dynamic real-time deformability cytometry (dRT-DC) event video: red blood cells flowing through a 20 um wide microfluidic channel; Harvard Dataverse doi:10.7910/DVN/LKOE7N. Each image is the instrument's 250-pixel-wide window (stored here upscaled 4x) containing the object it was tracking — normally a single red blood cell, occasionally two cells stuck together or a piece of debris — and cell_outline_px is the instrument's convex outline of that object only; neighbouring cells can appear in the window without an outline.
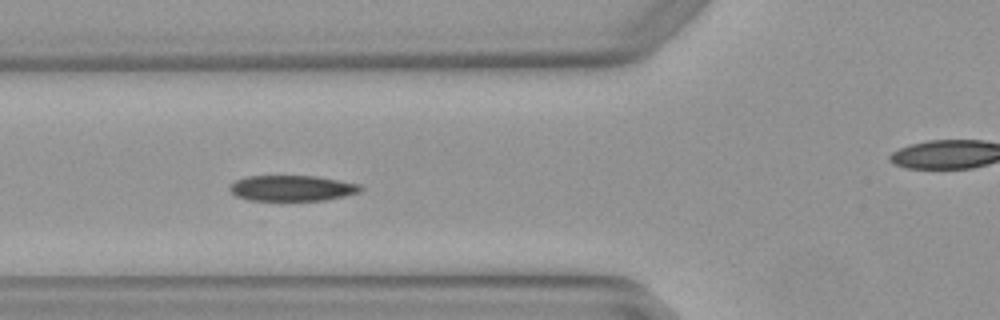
{"species": "Egyptian fruit bat (a non-hibernating species)", "species_latin": "Rousettus aegyptiacus", "temperature_condition": "warm", "stored_images_in_passage": 8, "camera_frame_rate_fps": 3000, "um_per_image_px": 0.085, "animal": {"sex": "female"}, "frame": {"image": 1, "passage_image": 5, "time_ms": 1.333, "image_size_px": [1000, 320], "cell_outline_px": [[364, 188], [360, 192], [344, 196], [324, 200], [248, 200], [236, 196], [228, 188], [236, 180], [248, 176], [316, 176], [360, 184]], "centroid_in_image_um": [24.84, 15.99], "position_along_channel_um": 101.0, "area_um2": 19.48}}
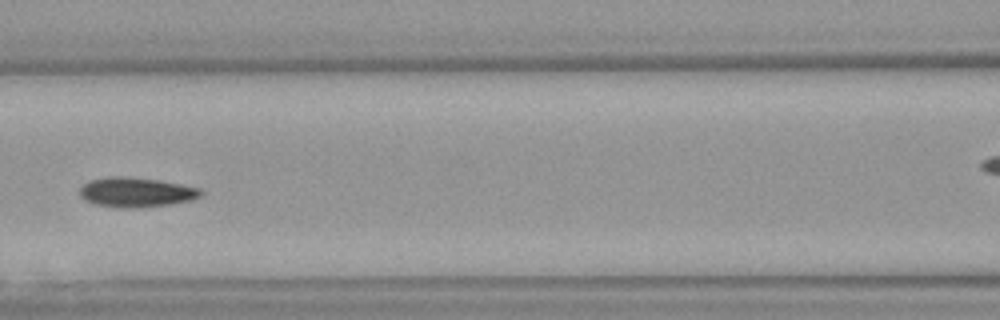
{"frame": {"image": 2, "passage_image": 6, "time_ms": 1.667, "image_size_px": [1000, 320], "cell_outline_px": [[204, 192], [200, 196], [192, 200], [172, 204], [140, 208], [116, 208], [96, 204], [84, 200], [80, 196], [80, 188], [88, 180], [112, 176], [124, 176], [160, 180], [200, 188]], "centroid_in_image_um": [11.57, 16.35], "position_along_channel_um": 155.0, "area_um2": 21.21}}
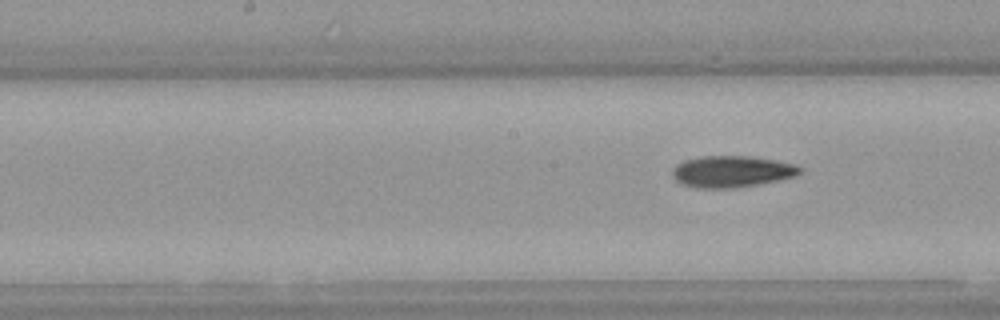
{"frame": {"image": 3, "passage_image": 8, "time_ms": 2.333, "image_size_px": [1000, 320], "cell_outline_px": [[800, 172], [796, 176], [780, 180], [760, 184], [736, 188], [696, 188], [680, 184], [672, 176], [672, 168], [676, 164], [684, 160], [704, 156], [748, 156], [776, 160], [796, 164], [800, 168]], "centroid_in_image_um": [62.18, 14.59], "position_along_channel_um": 186.0, "area_um2": 23.64}}